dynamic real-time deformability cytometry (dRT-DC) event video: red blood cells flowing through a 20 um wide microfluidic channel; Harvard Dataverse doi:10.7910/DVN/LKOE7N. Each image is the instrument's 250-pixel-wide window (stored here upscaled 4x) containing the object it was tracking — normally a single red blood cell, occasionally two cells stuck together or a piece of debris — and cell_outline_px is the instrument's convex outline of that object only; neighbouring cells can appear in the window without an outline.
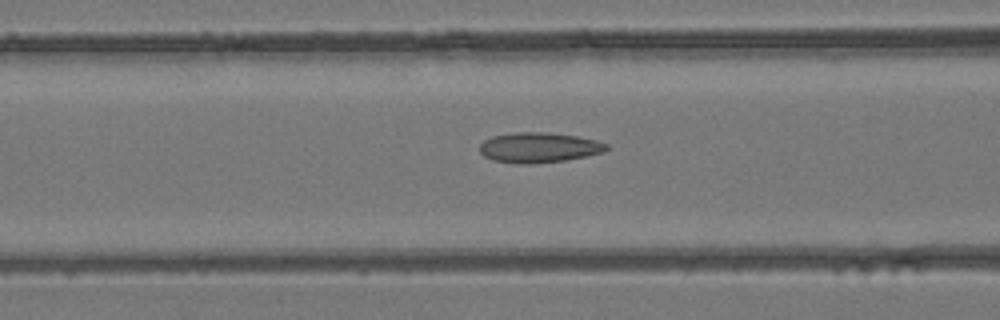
{"species": "common noctule bat (a hibernating species)", "species_latin": "Nyctalus noctula", "temperature_condition": "room temperature", "stored_images_in_passage": 38, "camera_frame_rate_fps": 3000, "um_per_image_px": 0.085, "animal": {"sex": "female", "body_mass_g": 24.6, "forearm_length_mm": 56.2}, "frame": {"image": 1, "passage_image": 19, "time_ms": 6.0, "image_size_px": [1000, 320], "cell_outline_px": [[608, 148], [604, 152], [568, 160], [532, 164], [516, 164], [492, 160], [484, 156], [480, 152], [480, 144], [484, 140], [492, 136], [516, 132], [548, 132], [576, 136], [596, 140], [608, 144]], "centroid_in_image_um": [45.8, 12.55], "position_along_channel_um": 120.8, "area_um2": 22.48}}
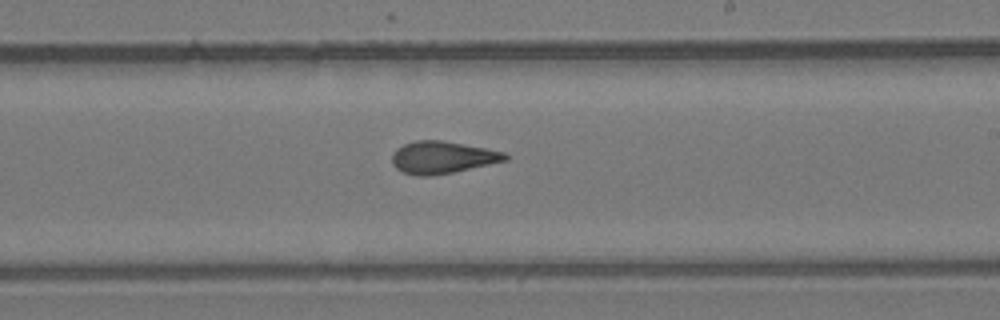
{"frame": {"image": 2, "passage_image": 28, "time_ms": 9.0, "image_size_px": [1000, 320], "cell_outline_px": [[508, 160], [452, 172], [432, 176], [416, 176], [404, 172], [396, 168], [392, 164], [392, 156], [396, 148], [404, 144], [416, 140], [440, 140], [484, 148], [504, 152], [508, 156]], "centroid_in_image_um": [37.57, 13.38], "position_along_channel_um": 251.4, "area_um2": 21.04}}
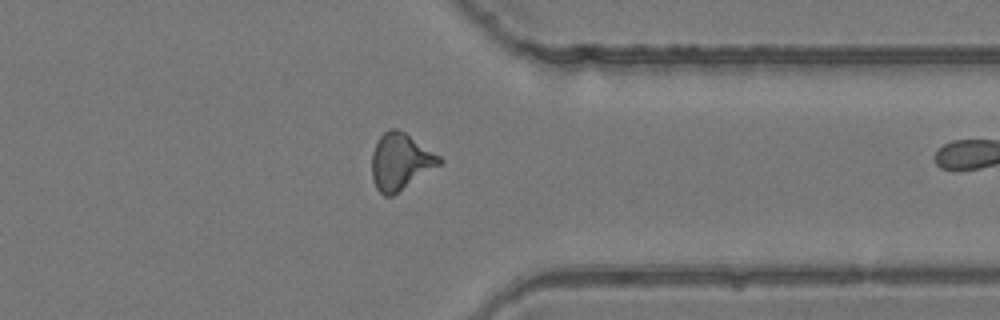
{"frame": {"image": 3, "passage_image": 37, "time_ms": 12.0, "image_size_px": [1000, 320], "cell_outline_px": [[444, 160], [440, 164], [392, 196], [384, 196], [376, 188], [372, 180], [372, 152], [380, 136], [388, 128], [396, 128], [404, 132], [440, 156]], "centroid_in_image_um": [34.01, 13.73], "position_along_channel_um": 377.4, "area_um2": 21.96}}